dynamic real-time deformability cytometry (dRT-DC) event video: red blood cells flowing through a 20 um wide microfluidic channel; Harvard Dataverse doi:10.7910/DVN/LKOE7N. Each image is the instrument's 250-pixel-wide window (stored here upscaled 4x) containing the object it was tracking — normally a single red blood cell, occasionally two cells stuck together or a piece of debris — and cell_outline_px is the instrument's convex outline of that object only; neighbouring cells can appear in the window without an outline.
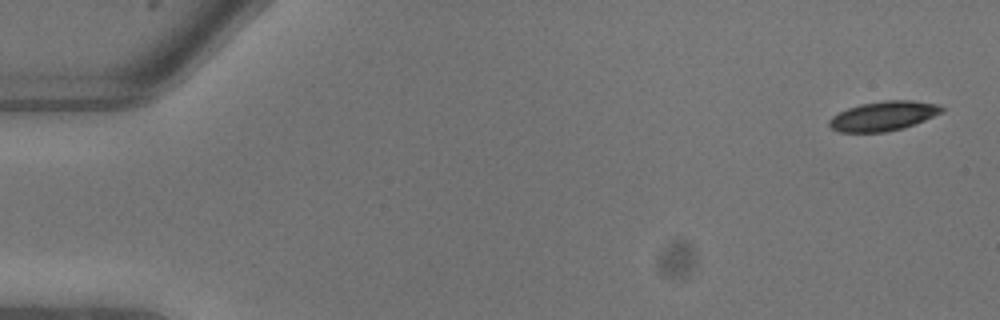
{"species": "common noctule bat (a hibernating species)", "species_latin": "Nyctalus noctula", "temperature_condition": "warm", "stored_images_in_passage": 9, "camera_frame_rate_fps": 3000, "um_per_image_px": 0.085, "animal": {"sex": "male", "body_mass_g": 13.3}, "frame": {"image": 1, "passage_image": 1, "time_ms": 0.0, "image_size_px": [1000, 320], "cell_outline_px": [[944, 112], [904, 128], [884, 132], [840, 132], [832, 128], [828, 124], [828, 120], [832, 116], [848, 108], [860, 104], [884, 100], [912, 100], [940, 104], [944, 108]], "centroid_in_image_um": [75.11, 9.85], "position_along_channel_um": 9.9, "area_um2": 19.42}}
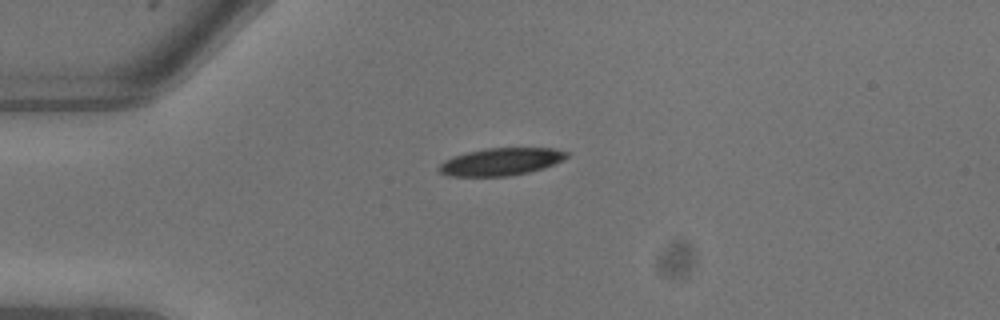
{"frame": {"image": 2, "passage_image": 6, "time_ms": 1.667, "image_size_px": [1000, 320], "cell_outline_px": [[568, 156], [564, 160], [544, 168], [528, 172], [508, 176], [448, 176], [440, 172], [436, 168], [444, 160], [452, 156], [468, 152], [488, 148], [552, 148], [568, 152]], "centroid_in_image_um": [42.57, 13.75], "position_along_channel_um": 42.4, "area_um2": 20.46}}